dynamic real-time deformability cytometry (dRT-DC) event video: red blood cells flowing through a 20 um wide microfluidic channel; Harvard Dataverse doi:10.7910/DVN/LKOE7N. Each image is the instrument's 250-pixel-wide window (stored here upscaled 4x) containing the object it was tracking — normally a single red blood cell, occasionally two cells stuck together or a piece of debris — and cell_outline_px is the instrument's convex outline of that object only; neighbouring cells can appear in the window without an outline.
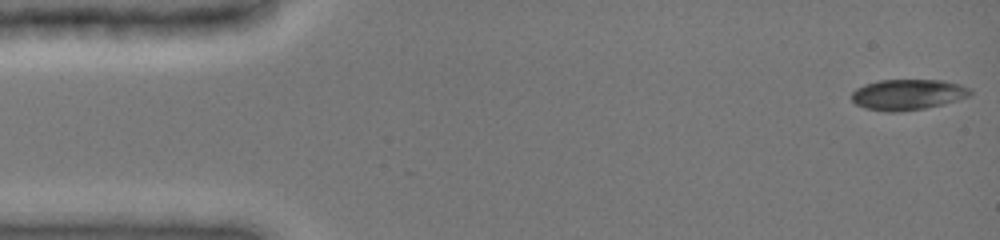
{"species": "common noctule bat (a hibernating species)", "species_latin": "Nyctalus noctula", "temperature_condition": "cold", "stored_images_in_passage": 59, "camera_frame_rate_fps": 3000, "um_per_image_px": 0.085, "animal": {"sex": "female", "body_mass_g": 19.0, "forearm_length_mm": 51.5}, "frame": {"image": 1, "passage_image": 1, "time_ms": 0.0, "image_size_px": [1000, 240], "cell_outline_px": [[972, 92], [968, 96], [944, 104], [924, 108], [896, 112], [884, 112], [864, 108], [856, 104], [852, 100], [852, 92], [856, 88], [864, 84], [880, 80], [944, 80], [960, 84], [972, 88]], "centroid_in_image_um": [77.15, 8.03], "position_along_channel_um": 7.8, "area_um2": 21.33}}
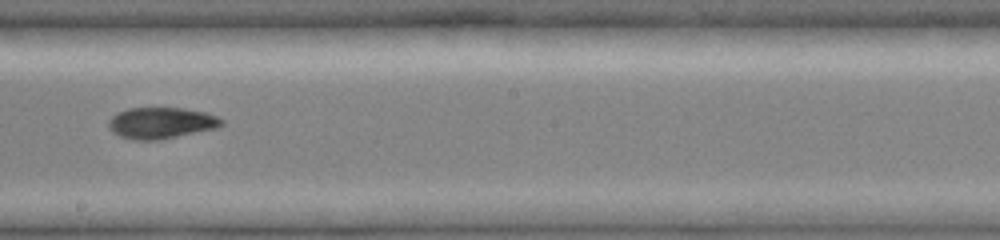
{"frame": {"image": 2, "passage_image": 37, "time_ms": 8.667, "image_size_px": [1000, 240], "cell_outline_px": [[224, 124], [216, 128], [160, 140], [132, 140], [120, 136], [112, 132], [108, 128], [108, 120], [116, 112], [128, 108], [184, 108], [204, 112], [216, 116], [224, 120]], "centroid_in_image_um": [13.66, 10.45], "position_along_channel_um": 234.5, "area_um2": 20.75}}
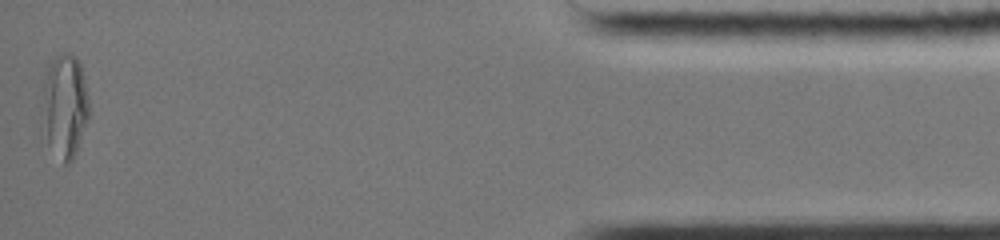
{"frame": {"image": 3, "passage_image": 59, "time_ms": 15.333, "image_size_px": [1000, 240], "cell_outline_px": [[88, 120], [76, 152], [72, 160], [68, 164], [64, 164], [48, 144], [44, 96], [44, 68], [60, 52], [68, 52], [76, 56], [80, 60], [88, 100]], "centroid_in_image_um": [5.54, 8.92], "position_along_channel_um": 429.7, "area_um2": 27.63}, "authors_computed_cell_mechanics": {"area_um2": 21.2704, "velocity_mm_per_s": 3.9768, "shape_relaxation_time_tau1_ms": 5.731, "shape_relaxation_time_tau2_ms": 4.1352, "deformation_change_tau1": 0.1802, "deformation_change_tau2": 0.0698}}